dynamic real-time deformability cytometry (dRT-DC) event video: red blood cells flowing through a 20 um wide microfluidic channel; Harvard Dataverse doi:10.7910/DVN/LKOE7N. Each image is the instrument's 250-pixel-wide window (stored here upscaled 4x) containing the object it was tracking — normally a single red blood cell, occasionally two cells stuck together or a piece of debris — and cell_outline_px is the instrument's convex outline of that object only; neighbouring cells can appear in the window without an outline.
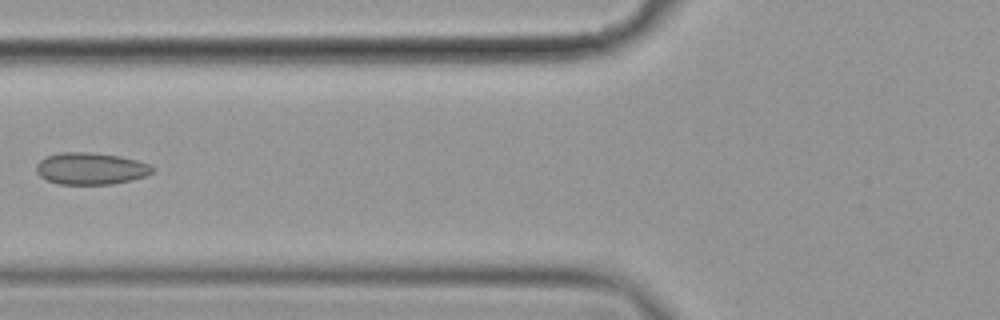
{"species": "common noctule bat (a hibernating species)", "species_latin": "Nyctalus noctula", "temperature_condition": "cold", "stored_images_in_passage": 10, "camera_frame_rate_fps": 3000, "um_per_image_px": 0.085, "animal": {"sex": "female", "body_mass_g": 19.9}, "frame": {"image": 1, "passage_image": 6, "time_ms": 1.667, "image_size_px": [1000, 320], "cell_outline_px": [[152, 172], [144, 176], [132, 180], [112, 184], [60, 184], [48, 180], [40, 176], [36, 172], [36, 164], [44, 156], [60, 152], [88, 152], [120, 156], [136, 160], [148, 164], [152, 168]], "centroid_in_image_um": [7.66, 14.32], "position_along_channel_um": 118.1, "area_um2": 21.5}}
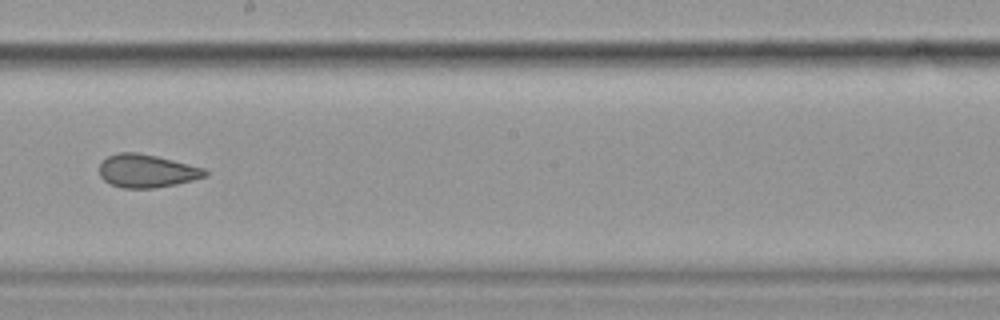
{"frame": {"image": 2, "passage_image": 9, "time_ms": 2.667, "image_size_px": [1000, 320], "cell_outline_px": [[208, 176], [176, 184], [152, 188], [124, 188], [112, 184], [104, 180], [100, 176], [100, 164], [108, 156], [120, 152], [136, 152], [156, 156], [204, 168], [208, 172]], "centroid_in_image_um": [12.48, 14.53], "position_along_channel_um": 235.7, "area_um2": 20.17}}
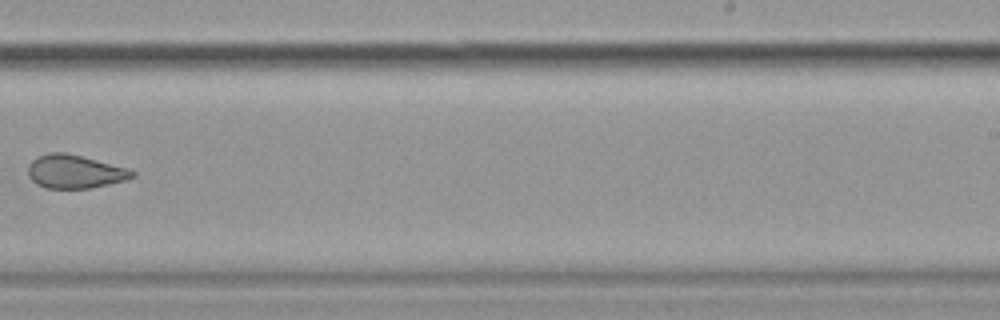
{"frame": {"image": 3, "passage_image": 10, "time_ms": 3.0, "image_size_px": [1000, 320], "cell_outline_px": [[136, 176], [124, 180], [92, 188], [44, 188], [36, 184], [28, 176], [28, 164], [36, 156], [48, 152], [64, 152], [128, 168], [136, 172]], "centroid_in_image_um": [6.32, 14.58], "position_along_channel_um": 282.7, "area_um2": 20.35}}